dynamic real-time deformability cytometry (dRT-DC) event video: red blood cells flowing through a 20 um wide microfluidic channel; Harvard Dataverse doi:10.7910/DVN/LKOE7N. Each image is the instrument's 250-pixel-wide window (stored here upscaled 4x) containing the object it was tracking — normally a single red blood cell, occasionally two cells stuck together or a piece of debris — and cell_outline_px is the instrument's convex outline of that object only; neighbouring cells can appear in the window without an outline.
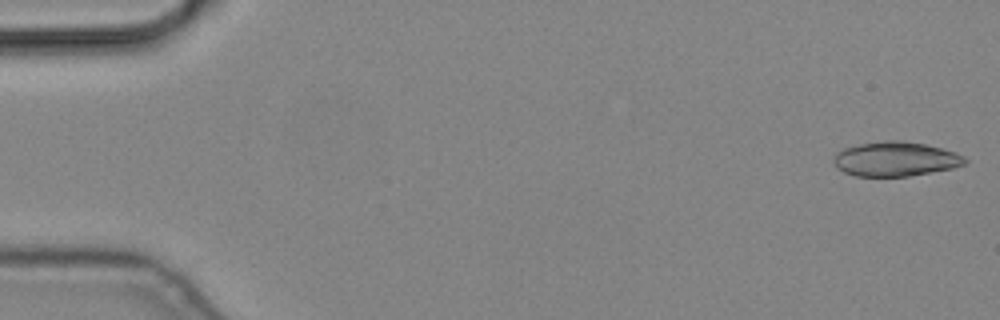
{"species": "common noctule bat (a hibernating species)", "species_latin": "Nyctalus noctula", "temperature_condition": "cold", "stored_images_in_passage": 4, "camera_frame_rate_fps": 3000, "um_per_image_px": 0.085, "animal": {"sex": "male", "body_mass_g": 19.2, "forearm_length_mm": 51.8}, "frame": {"image": 1, "passage_image": 1, "time_ms": 0.0, "image_size_px": [1000, 320], "cell_outline_px": [[968, 160], [964, 164], [952, 168], [932, 172], [908, 176], [856, 176], [844, 172], [832, 160], [836, 152], [844, 148], [860, 144], [884, 140], [900, 140], [924, 144], [956, 152], [964, 156]], "centroid_in_image_um": [76.12, 13.51], "position_along_channel_um": 8.9, "area_um2": 26.24}}
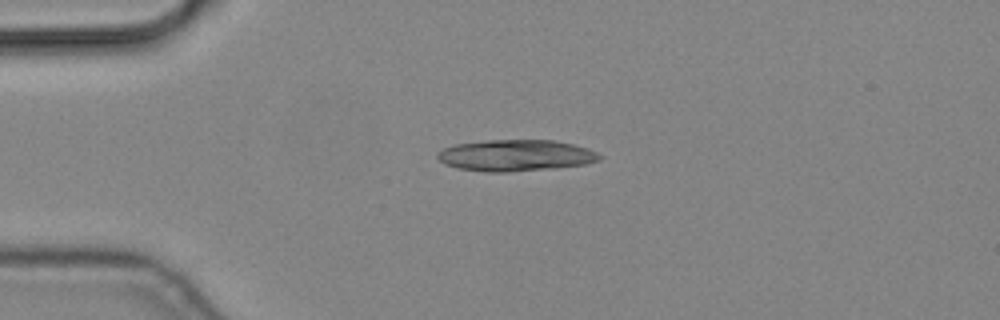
{"frame": {"image": 2, "passage_image": 4, "time_ms": 1.0, "image_size_px": [1000, 320], "cell_outline_px": [[604, 156], [600, 160], [584, 164], [552, 168], [508, 172], [484, 172], [456, 168], [444, 164], [436, 156], [444, 148], [456, 144], [488, 140], [552, 140], [572, 144], [588, 148]], "centroid_in_image_um": [43.83, 13.21], "position_along_channel_um": 41.2, "area_um2": 29.59}}